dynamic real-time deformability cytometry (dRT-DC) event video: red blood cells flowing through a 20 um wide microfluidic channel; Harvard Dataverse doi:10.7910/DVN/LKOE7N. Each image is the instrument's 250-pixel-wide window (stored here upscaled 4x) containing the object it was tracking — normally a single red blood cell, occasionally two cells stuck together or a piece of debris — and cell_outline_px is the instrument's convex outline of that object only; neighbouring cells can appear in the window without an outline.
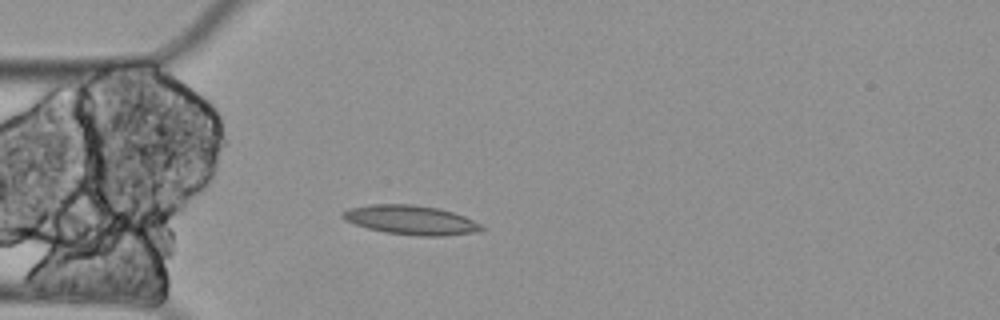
{"species": "Egyptian fruit bat (a non-hibernating species)", "species_latin": "Rousettus aegyptiacus", "temperature_condition": "cold", "stored_images_in_passage": 5, "camera_frame_rate_fps": 3000, "um_per_image_px": 0.085, "animal": {"sex": "female"}, "frame": {"image": 1, "passage_image": 5, "time_ms": 1.333, "image_size_px": [1000, 320], "cell_outline_px": [[488, 228], [480, 232], [444, 236], [416, 236], [384, 232], [368, 228], [344, 220], [340, 216], [340, 212], [348, 208], [372, 204], [412, 204], [440, 208], [464, 216]], "centroid_in_image_um": [34.94, 18.7], "position_along_channel_um": 50.1, "area_um2": 23.99}}